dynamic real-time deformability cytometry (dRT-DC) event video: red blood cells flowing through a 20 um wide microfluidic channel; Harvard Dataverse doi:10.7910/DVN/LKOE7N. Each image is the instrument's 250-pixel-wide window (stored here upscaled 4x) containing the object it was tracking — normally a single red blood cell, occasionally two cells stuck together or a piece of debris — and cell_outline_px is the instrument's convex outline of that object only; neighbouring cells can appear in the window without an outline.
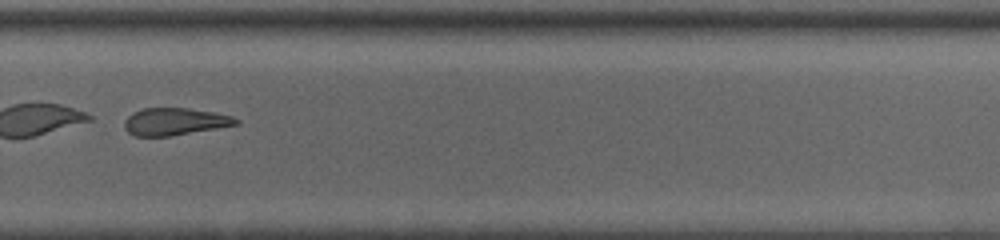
{"species": "common noctule bat (a hibernating species)", "species_latin": "Nyctalus noctula", "temperature_condition": "room temperature", "stored_images_in_passage": 31, "camera_frame_rate_fps": 3000, "um_per_image_px": 0.085, "animal": {"sex": "male", "body_mass_g": 13.0, "forearm_length_mm": 53.1}, "frame": {"image": 1, "passage_image": 22, "time_ms": 7.0, "image_size_px": [1000, 240], "cell_outline_px": [[240, 124], [168, 136], [136, 136], [128, 132], [124, 128], [124, 120], [132, 112], [140, 108], [188, 108], [212, 112], [232, 116], [240, 120]], "centroid_in_image_um": [14.82, 10.32], "position_along_channel_um": 315.0, "area_um2": 17.69}, "authors_computed_cell_mechanics": {"area_um2": 19.5942, "velocity_mm_per_s": 3.986, "shape_relaxation_time_tau1_ms": 3.5971, "shape_relaxation_time_tau2_ms": 5.6974, "deformation_change_tau1": 0.1177, "deformation_change_tau2": 0.1317}}